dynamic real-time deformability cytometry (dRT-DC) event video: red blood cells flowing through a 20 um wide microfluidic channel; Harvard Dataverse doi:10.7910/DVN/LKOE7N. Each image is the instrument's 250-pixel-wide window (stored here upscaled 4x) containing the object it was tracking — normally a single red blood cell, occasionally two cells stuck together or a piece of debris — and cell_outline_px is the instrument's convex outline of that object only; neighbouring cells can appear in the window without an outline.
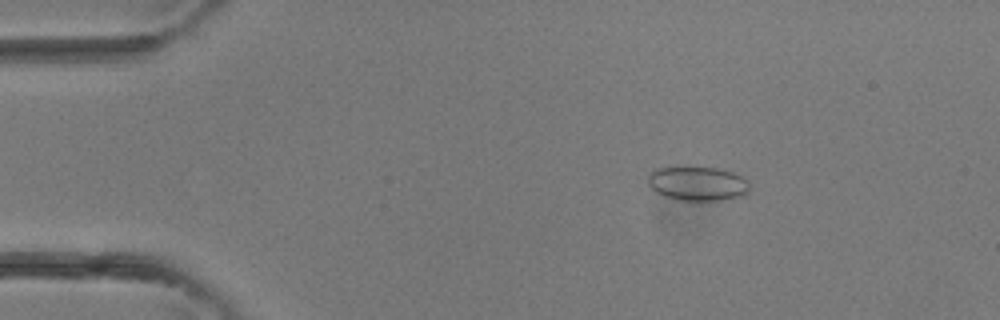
{"species": "common noctule bat (a hibernating species)", "species_latin": "Nyctalus noctula", "temperature_condition": "room temperature", "stored_images_in_passage": 3, "camera_frame_rate_fps": 3000, "um_per_image_px": 0.085, "animal": {"sex": "female"}, "frame": {"image": 1, "passage_image": 2, "time_ms": 0.333, "image_size_px": [1000, 320], "cell_outline_px": [[748, 192], [744, 196], [720, 200], [676, 200], [664, 196], [656, 192], [648, 184], [648, 172], [656, 168], [676, 164], [680, 164], [720, 168], [732, 172], [740, 176], [748, 184]], "centroid_in_image_um": [59.21, 15.55], "position_along_channel_um": 25.8, "area_um2": 21.04}}